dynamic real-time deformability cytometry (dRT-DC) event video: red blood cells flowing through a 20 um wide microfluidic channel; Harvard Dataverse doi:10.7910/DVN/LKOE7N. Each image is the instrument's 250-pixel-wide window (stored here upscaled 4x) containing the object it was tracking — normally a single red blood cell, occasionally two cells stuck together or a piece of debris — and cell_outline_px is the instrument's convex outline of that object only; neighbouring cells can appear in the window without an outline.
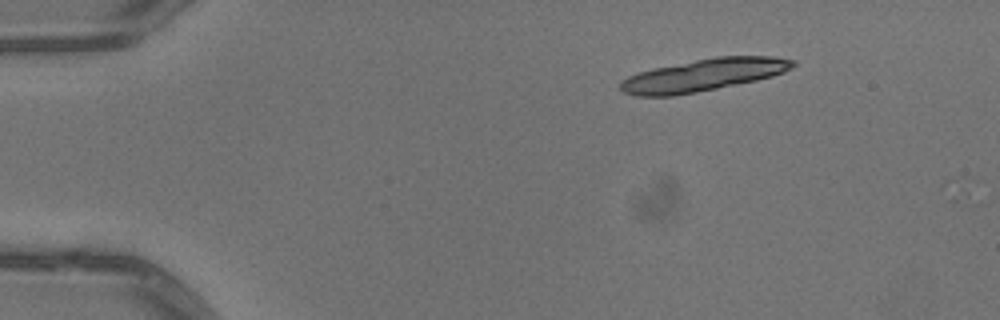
{"species": "common noctule bat (a hibernating species)", "species_latin": "Nyctalus noctula", "temperature_condition": "warm", "stored_images_in_passage": 12, "camera_frame_rate_fps": 3000, "um_per_image_px": 0.085, "animal": {"sex": "male", "body_mass_g": 13.3}, "frame": {"image": 1, "passage_image": 1, "time_ms": 0.0, "image_size_px": [1000, 320], "cell_outline_px": [[796, 64], [792, 68], [784, 72], [772, 76], [756, 80], [696, 92], [672, 96], [636, 96], [624, 92], [620, 88], [620, 80], [628, 76], [652, 68], [716, 56], [772, 56], [796, 60]], "centroid_in_image_um": [59.79, 6.37], "position_along_channel_um": 25.2, "area_um2": 32.31}}